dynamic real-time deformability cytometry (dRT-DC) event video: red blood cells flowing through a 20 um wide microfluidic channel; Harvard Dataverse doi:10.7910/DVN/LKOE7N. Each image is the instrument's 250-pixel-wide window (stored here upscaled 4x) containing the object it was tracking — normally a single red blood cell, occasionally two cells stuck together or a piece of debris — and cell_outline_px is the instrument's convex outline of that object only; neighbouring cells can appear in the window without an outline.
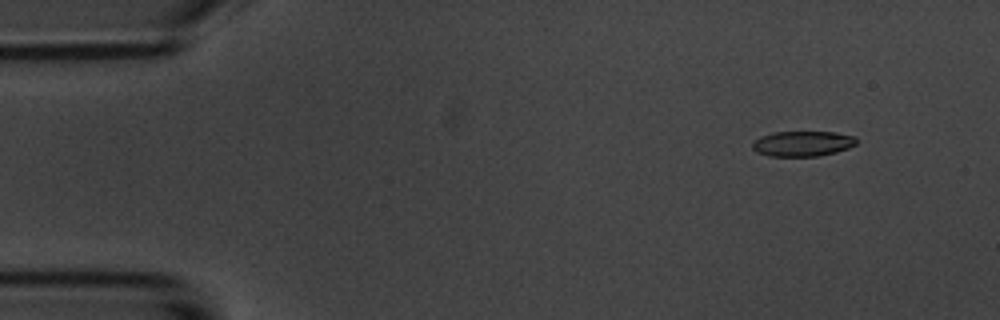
{"species": "common noctule bat (a hibernating species)", "species_latin": "Nyctalus noctula", "temperature_condition": "room temperature", "stored_images_in_passage": 4, "camera_frame_rate_fps": 3000, "um_per_image_px": 0.085, "animal": {"sex": "male", "body_mass_g": 20.1, "forearm_length_mm": 53.5}, "frame": {"image": 1, "passage_image": 2, "time_ms": 1.0, "image_size_px": [1000, 320], "cell_outline_px": [[856, 144], [848, 148], [836, 152], [816, 156], [768, 156], [756, 152], [752, 148], [752, 140], [760, 136], [772, 132], [836, 132], [856, 136]], "centroid_in_image_um": [68.18, 12.2], "position_along_channel_um": 16.8, "area_um2": 15.49}}